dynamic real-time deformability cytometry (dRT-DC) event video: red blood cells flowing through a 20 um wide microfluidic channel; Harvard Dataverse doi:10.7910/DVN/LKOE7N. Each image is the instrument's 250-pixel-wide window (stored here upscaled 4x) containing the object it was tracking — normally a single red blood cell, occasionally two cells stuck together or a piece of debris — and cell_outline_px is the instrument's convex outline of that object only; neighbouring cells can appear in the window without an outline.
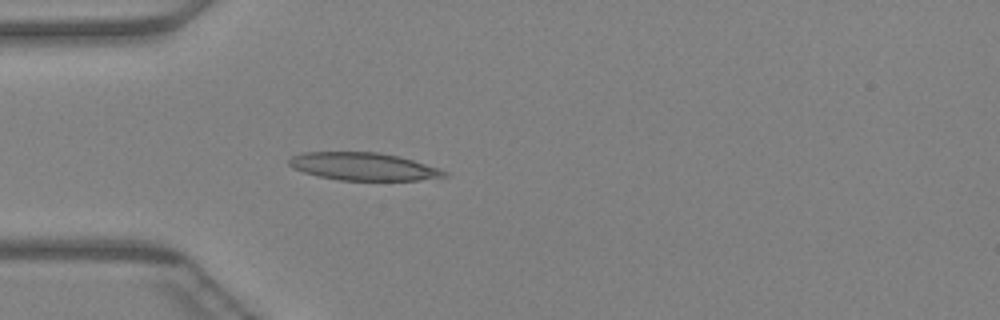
{"species": "Egyptian fruit bat (a non-hibernating species)", "species_latin": "Rousettus aegyptiacus", "temperature_condition": "warm", "stored_images_in_passage": 34, "camera_frame_rate_fps": 3000, "um_per_image_px": 0.085, "animal": {"sex": "female"}, "frame": {"image": 1, "passage_image": 1, "time_ms": 0.0, "image_size_px": [1000, 320], "cell_outline_px": [[448, 176], [420, 180], [340, 180], [320, 176], [304, 172], [292, 168], [288, 164], [288, 160], [292, 156], [304, 152], [376, 152], [400, 156], [440, 168], [448, 172]], "centroid_in_image_um": [30.91, 14.15], "position_along_channel_um": 54.1, "area_um2": 25.09}}
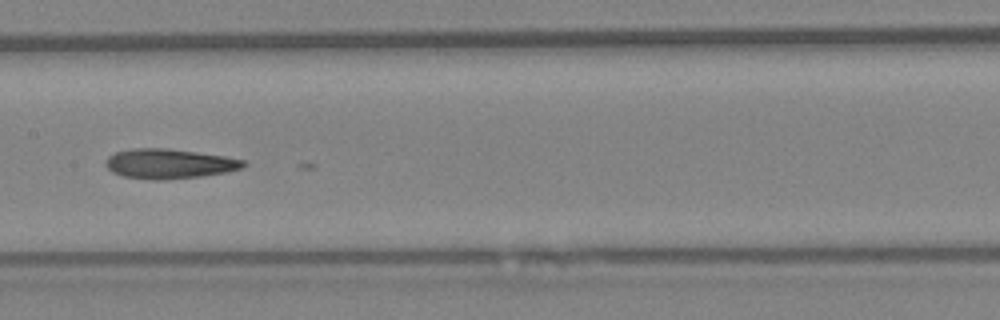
{"frame": {"image": 2, "passage_image": 11, "time_ms": 3.333, "image_size_px": [1000, 320], "cell_outline_px": [[248, 164], [240, 168], [228, 172], [200, 176], [164, 180], [156, 180], [124, 176], [112, 172], [104, 164], [104, 160], [108, 156], [116, 152], [132, 148], [168, 148], [224, 156], [244, 160]], "centroid_in_image_um": [14.36, 13.91], "position_along_channel_um": 193.0, "area_um2": 23.87}}
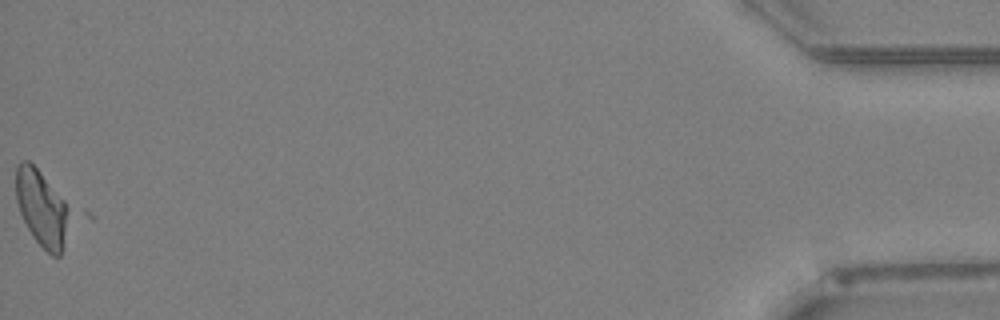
{"frame": {"image": 3, "passage_image": 34, "time_ms": 11.0, "image_size_px": [1000, 320], "cell_outline_px": [[68, 208], [60, 256], [52, 256], [36, 240], [28, 228], [20, 212], [16, 200], [16, 168], [20, 160], [28, 160], [36, 168], [64, 200]], "centroid_in_image_um": [3.47, 17.64], "position_along_channel_um": 431.7, "area_um2": 22.48}}